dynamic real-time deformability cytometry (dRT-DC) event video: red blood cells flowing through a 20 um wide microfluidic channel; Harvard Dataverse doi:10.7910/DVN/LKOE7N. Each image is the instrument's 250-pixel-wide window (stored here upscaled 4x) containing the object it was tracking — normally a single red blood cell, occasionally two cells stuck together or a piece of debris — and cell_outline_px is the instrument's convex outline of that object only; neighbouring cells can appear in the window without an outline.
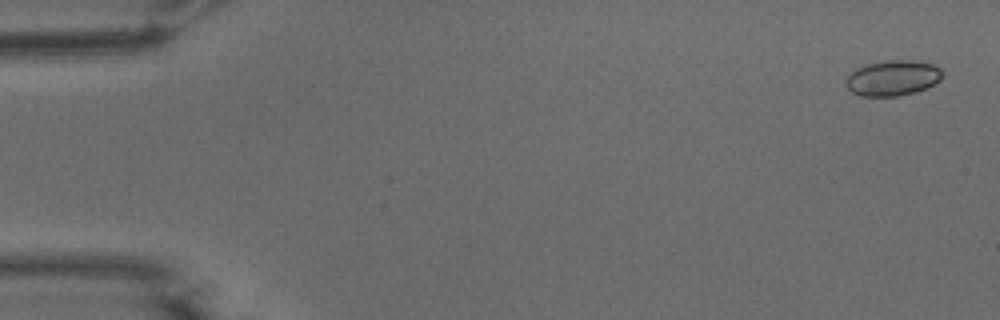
{"species": "common noctule bat (a hibernating species)", "species_latin": "Nyctalus noctula", "temperature_condition": "warm", "stored_images_in_passage": 53, "camera_frame_rate_fps": 3000, "um_per_image_px": 0.085, "animal": {"sex": "male", "body_mass_g": 15.6}, "frame": {"image": 1, "passage_image": 2, "time_ms": 0.333, "image_size_px": [1000, 320], "cell_outline_px": [[944, 76], [940, 80], [916, 92], [896, 96], [860, 96], [852, 92], [844, 84], [844, 80], [856, 68], [864, 64], [884, 60], [912, 60], [932, 64], [940, 68], [944, 72]], "centroid_in_image_um": [75.86, 6.62], "position_along_channel_um": 9.1, "area_um2": 20.11}}
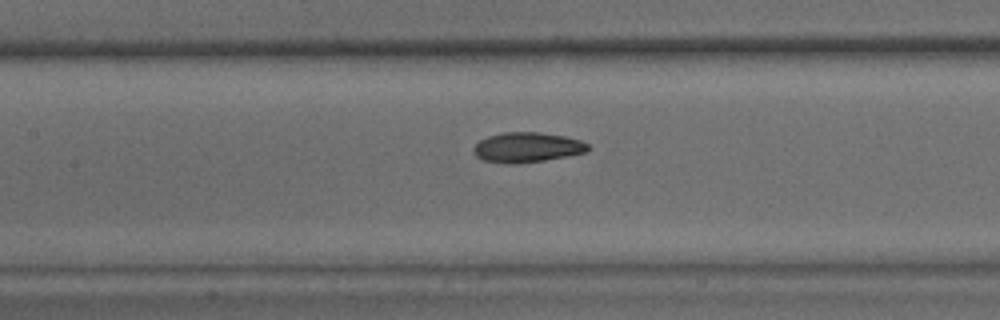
{"frame": {"image": 2, "passage_image": 25, "time_ms": 8.0, "image_size_px": [1000, 320], "cell_outline_px": [[592, 148], [584, 152], [544, 160], [516, 164], [508, 164], [484, 160], [476, 156], [472, 152], [472, 148], [480, 140], [488, 136], [504, 132], [540, 132], [564, 136], [580, 140], [588, 144]], "centroid_in_image_um": [44.77, 12.52], "position_along_channel_um": 162.6, "area_um2": 19.94}}
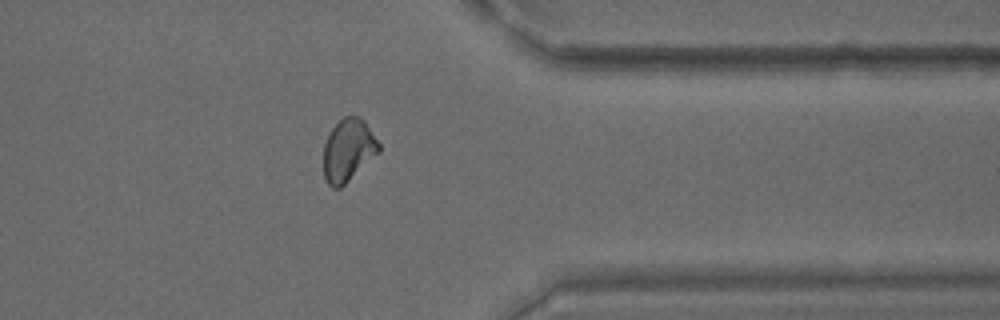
{"frame": {"image": 3, "passage_image": 43, "time_ms": 14.0, "image_size_px": [1000, 320], "cell_outline_px": [[380, 152], [340, 188], [332, 188], [328, 184], [324, 176], [324, 144], [332, 128], [344, 116], [360, 116], [364, 120], [380, 144]], "centroid_in_image_um": [29.61, 12.76], "position_along_channel_um": 381.8, "area_um2": 20.06}, "authors_computed_cell_mechanics": {"area_um2": 19.941, "velocity_mm_per_s": 3.8163, "shape_relaxation_time_tau1_ms": 5.5749, "shape_relaxation_time_tau2_ms": 2.2398, "deformation_change_tau1": 0.1948, "deformation_change_tau2": 0.0836}}